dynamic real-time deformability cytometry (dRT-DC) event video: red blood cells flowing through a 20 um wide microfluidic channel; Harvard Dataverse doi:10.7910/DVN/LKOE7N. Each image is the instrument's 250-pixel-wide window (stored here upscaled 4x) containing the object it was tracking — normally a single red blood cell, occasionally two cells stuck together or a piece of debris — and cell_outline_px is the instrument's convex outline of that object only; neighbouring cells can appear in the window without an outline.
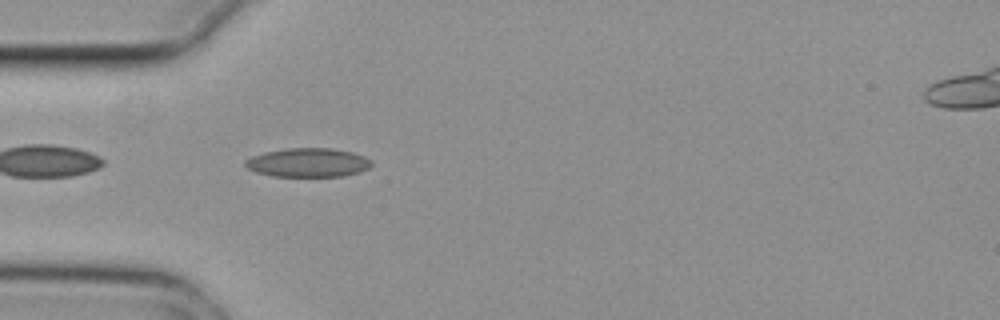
{"species": "common noctule bat (a hibernating species)", "species_latin": "Nyctalus noctula", "temperature_condition": "cold", "stored_images_in_passage": 3, "camera_frame_rate_fps": 3000, "um_per_image_px": 0.085, "animal": {"sex": "female", "body_mass_g": 29.2, "forearm_length_mm": 56.3}, "frame": {"image": 1, "passage_image": 3, "time_ms": 0.667, "image_size_px": [1000, 320], "cell_outline_px": [[372, 164], [368, 168], [360, 172], [344, 176], [272, 176], [256, 172], [248, 168], [244, 164], [244, 160], [252, 156], [264, 152], [284, 148], [332, 148], [352, 152], [364, 156], [372, 160]], "centroid_in_image_um": [26.18, 13.81], "position_along_channel_um": 58.8, "area_um2": 21.39}}